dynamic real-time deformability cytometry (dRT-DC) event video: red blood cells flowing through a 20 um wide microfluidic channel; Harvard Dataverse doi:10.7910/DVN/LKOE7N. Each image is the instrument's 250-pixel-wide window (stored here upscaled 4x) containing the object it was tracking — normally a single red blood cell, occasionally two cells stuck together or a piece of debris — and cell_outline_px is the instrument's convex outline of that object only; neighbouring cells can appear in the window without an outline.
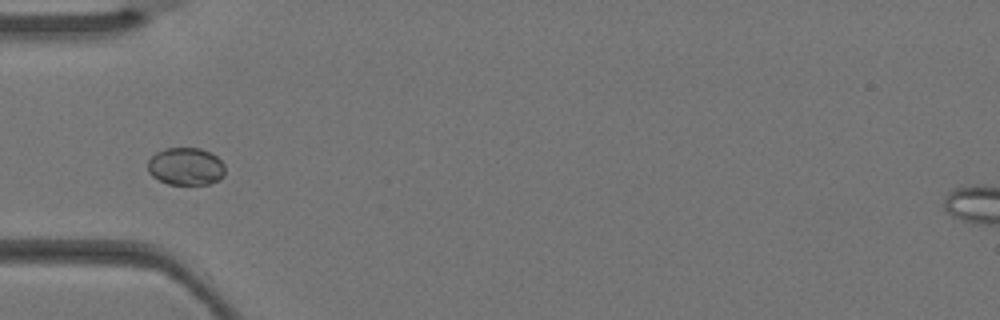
{"species": "Egyptian fruit bat (a non-hibernating species)", "species_latin": "Rousettus aegyptiacus", "temperature_condition": "warm", "stored_images_in_passage": 4, "camera_frame_rate_fps": 3000, "um_per_image_px": 0.085, "animal": {"sex": "female"}, "frame": {"image": 1, "passage_image": 4, "time_ms": 1.0, "image_size_px": [1000, 320], "cell_outline_px": [[224, 176], [220, 180], [208, 184], [168, 184], [152, 176], [148, 172], [148, 160], [156, 152], [164, 148], [200, 148], [216, 156], [224, 164]], "centroid_in_image_um": [15.79, 14.15], "position_along_channel_um": 69.2, "area_um2": 16.94}}